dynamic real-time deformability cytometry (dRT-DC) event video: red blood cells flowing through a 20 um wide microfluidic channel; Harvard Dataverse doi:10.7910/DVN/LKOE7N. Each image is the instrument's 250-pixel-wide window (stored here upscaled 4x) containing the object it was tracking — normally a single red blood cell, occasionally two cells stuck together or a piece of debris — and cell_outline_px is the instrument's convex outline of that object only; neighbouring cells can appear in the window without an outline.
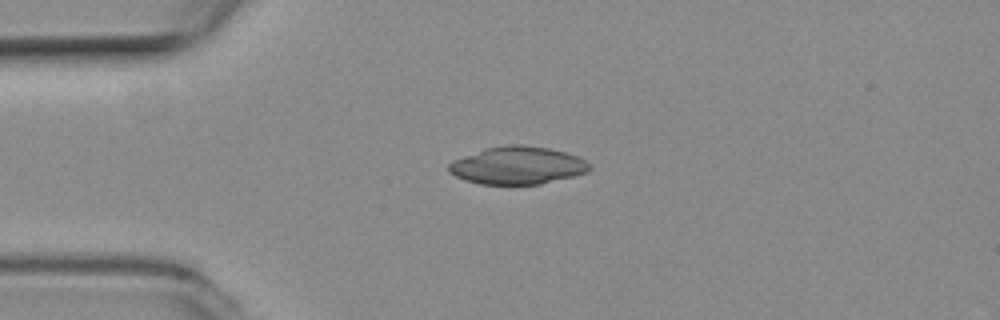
{"species": "common noctule bat (a hibernating species)", "species_latin": "Nyctalus noctula", "temperature_condition": "room temperature", "stored_images_in_passage": 39, "camera_frame_rate_fps": 3000, "um_per_image_px": 0.085, "animal": {"sex": "female", "body_mass_g": 19.3, "forearm_length_mm": 54.1}, "frame": {"image": 1, "passage_image": 1, "time_ms": 0.0, "image_size_px": [1000, 320], "cell_outline_px": [[592, 168], [588, 172], [540, 184], [480, 184], [464, 180], [448, 172], [448, 164], [452, 160], [484, 148], [508, 144], [520, 144], [548, 148], [564, 152], [576, 156], [584, 160]], "centroid_in_image_um": [43.94, 14.06], "position_along_channel_um": 41.1, "area_um2": 30.87}}
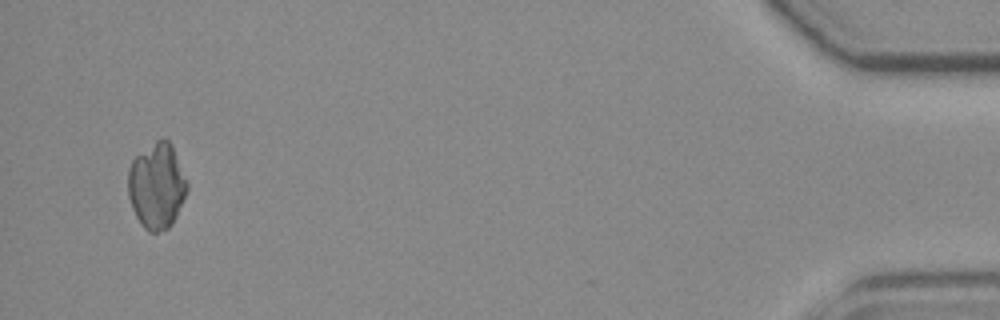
{"frame": {"image": 2, "passage_image": 39, "time_ms": 12.667, "image_size_px": [1000, 320], "cell_outline_px": [[188, 188], [176, 216], [172, 224], [168, 228], [156, 232], [148, 232], [140, 224], [132, 208], [128, 196], [128, 168], [132, 160], [136, 156], [156, 140], [164, 136], [172, 144], [188, 184]], "centroid_in_image_um": [13.31, 15.79], "position_along_channel_um": 421.9, "area_um2": 29.54}}